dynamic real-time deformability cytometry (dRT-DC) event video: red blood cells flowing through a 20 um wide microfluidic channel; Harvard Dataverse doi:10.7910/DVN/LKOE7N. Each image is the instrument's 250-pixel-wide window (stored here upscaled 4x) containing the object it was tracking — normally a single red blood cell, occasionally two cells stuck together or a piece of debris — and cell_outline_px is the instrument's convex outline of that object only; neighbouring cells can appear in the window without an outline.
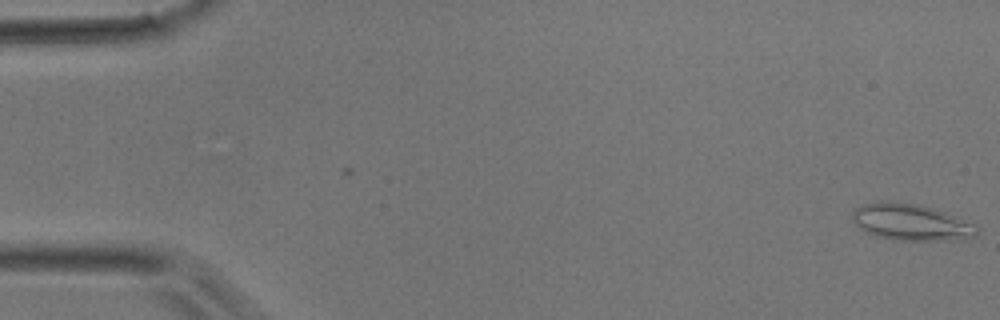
{"species": "common noctule bat (a hibernating species)", "species_latin": "Nyctalus noctula", "temperature_condition": "room temperature", "stored_images_in_passage": 2, "camera_frame_rate_fps": 3000, "um_per_image_px": 0.085, "animal": {"sex": "male", "body_mass_g": 17.9}, "frame": {"image": 1, "passage_image": 2, "time_ms": 0.333, "image_size_px": [1000, 320], "cell_outline_px": [[980, 232], [976, 236], [964, 240], [892, 240], [876, 236], [860, 228], [852, 220], [852, 208], [864, 204], [880, 200], [892, 200], [920, 204], [936, 208], [976, 224], [980, 228]], "centroid_in_image_um": [77.48, 18.87], "position_along_channel_um": 7.5, "area_um2": 27.34}}